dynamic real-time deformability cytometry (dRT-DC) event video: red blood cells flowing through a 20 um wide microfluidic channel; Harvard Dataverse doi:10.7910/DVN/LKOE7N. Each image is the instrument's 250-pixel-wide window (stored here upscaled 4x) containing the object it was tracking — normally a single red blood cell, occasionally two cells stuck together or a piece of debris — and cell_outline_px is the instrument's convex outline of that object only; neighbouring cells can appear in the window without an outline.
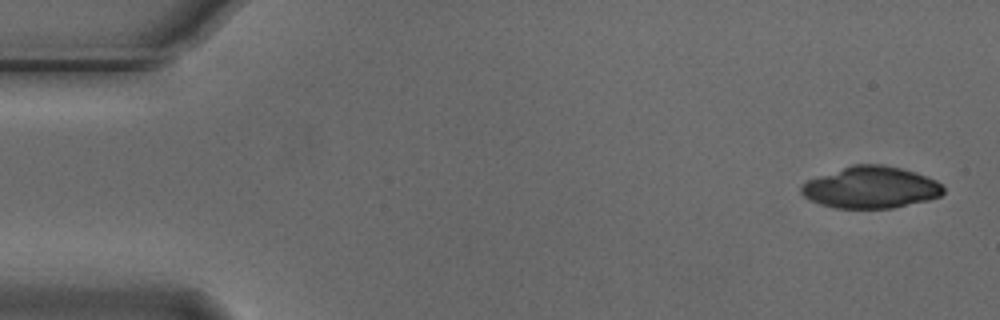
{"species": "Egyptian fruit bat (a non-hibernating species)", "species_latin": "Rousettus aegyptiacus", "temperature_condition": "cold", "stored_images_in_passage": 4, "camera_frame_rate_fps": 3000, "um_per_image_px": 0.085, "animal": {"sex": "male"}, "frame": {"image": 1, "passage_image": 1, "time_ms": 0.0, "image_size_px": [1000, 320], "cell_outline_px": [[944, 192], [940, 196], [928, 200], [892, 208], [836, 208], [820, 204], [804, 196], [800, 192], [800, 188], [808, 180], [852, 164], [880, 164], [900, 168], [916, 172], [928, 176], [936, 180], [944, 188]], "centroid_in_image_um": [74.04, 15.93], "position_along_channel_um": 11.0, "area_um2": 34.39}}